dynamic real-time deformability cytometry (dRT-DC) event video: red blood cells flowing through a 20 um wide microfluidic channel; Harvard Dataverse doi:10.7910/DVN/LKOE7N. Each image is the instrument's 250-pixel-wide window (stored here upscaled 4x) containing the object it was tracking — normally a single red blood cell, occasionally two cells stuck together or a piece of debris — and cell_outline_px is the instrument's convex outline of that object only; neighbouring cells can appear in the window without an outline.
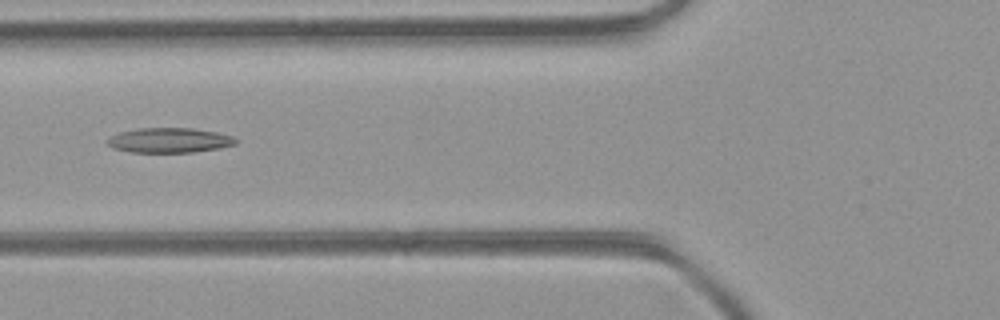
{"species": "common noctule bat (a hibernating species)", "species_latin": "Nyctalus noctula", "temperature_condition": "room temperature", "stored_images_in_passage": 4, "camera_frame_rate_fps": 3000, "um_per_image_px": 0.085, "animal": {"sex": "female", "body_mass_g": 21.9}, "frame": {"image": 1, "passage_image": 4, "time_ms": 1.0, "image_size_px": [1000, 320], "cell_outline_px": [[236, 144], [220, 148], [192, 152], [132, 152], [112, 148], [104, 140], [120, 132], [136, 128], [192, 128], [216, 132], [232, 136], [236, 140]], "centroid_in_image_um": [14.37, 11.92], "position_along_channel_um": 111.4, "area_um2": 18.55}}